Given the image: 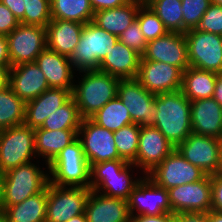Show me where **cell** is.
Listing matches in <instances>:
<instances>
[{
  "label": "cell",
  "instance_id": "6da1fadb",
  "mask_svg": "<svg viewBox=\"0 0 222 222\" xmlns=\"http://www.w3.org/2000/svg\"><path fill=\"white\" fill-rule=\"evenodd\" d=\"M154 103L157 116L153 126L176 148L192 133L191 102L180 90L155 95Z\"/></svg>",
  "mask_w": 222,
  "mask_h": 222
},
{
  "label": "cell",
  "instance_id": "7a4b0ae2",
  "mask_svg": "<svg viewBox=\"0 0 222 222\" xmlns=\"http://www.w3.org/2000/svg\"><path fill=\"white\" fill-rule=\"evenodd\" d=\"M78 85H73L71 96L80 117L90 118L106 103L117 97L120 79L99 70H84Z\"/></svg>",
  "mask_w": 222,
  "mask_h": 222
},
{
  "label": "cell",
  "instance_id": "3957f363",
  "mask_svg": "<svg viewBox=\"0 0 222 222\" xmlns=\"http://www.w3.org/2000/svg\"><path fill=\"white\" fill-rule=\"evenodd\" d=\"M131 166L135 167L124 159L92 164L89 188L108 197L128 200L131 192L142 179V177L134 181L131 179L132 175H129L128 171Z\"/></svg>",
  "mask_w": 222,
  "mask_h": 222
},
{
  "label": "cell",
  "instance_id": "277c9868",
  "mask_svg": "<svg viewBox=\"0 0 222 222\" xmlns=\"http://www.w3.org/2000/svg\"><path fill=\"white\" fill-rule=\"evenodd\" d=\"M48 170L53 176L49 177V183L55 186L89 188L90 165L79 137L61 150L48 165Z\"/></svg>",
  "mask_w": 222,
  "mask_h": 222
},
{
  "label": "cell",
  "instance_id": "5b68a950",
  "mask_svg": "<svg viewBox=\"0 0 222 222\" xmlns=\"http://www.w3.org/2000/svg\"><path fill=\"white\" fill-rule=\"evenodd\" d=\"M118 36L99 28L93 22L84 24L78 45L69 57L77 71L98 70L106 54L118 41Z\"/></svg>",
  "mask_w": 222,
  "mask_h": 222
},
{
  "label": "cell",
  "instance_id": "8992f818",
  "mask_svg": "<svg viewBox=\"0 0 222 222\" xmlns=\"http://www.w3.org/2000/svg\"><path fill=\"white\" fill-rule=\"evenodd\" d=\"M4 174L2 206L19 204L43 191L50 177L32 162L21 164Z\"/></svg>",
  "mask_w": 222,
  "mask_h": 222
},
{
  "label": "cell",
  "instance_id": "52a82bcc",
  "mask_svg": "<svg viewBox=\"0 0 222 222\" xmlns=\"http://www.w3.org/2000/svg\"><path fill=\"white\" fill-rule=\"evenodd\" d=\"M35 153L34 128L21 124L0 130V172L31 162Z\"/></svg>",
  "mask_w": 222,
  "mask_h": 222
},
{
  "label": "cell",
  "instance_id": "ba28073f",
  "mask_svg": "<svg viewBox=\"0 0 222 222\" xmlns=\"http://www.w3.org/2000/svg\"><path fill=\"white\" fill-rule=\"evenodd\" d=\"M91 189L85 187L47 185L46 222H67L85 213Z\"/></svg>",
  "mask_w": 222,
  "mask_h": 222
},
{
  "label": "cell",
  "instance_id": "9c48e42d",
  "mask_svg": "<svg viewBox=\"0 0 222 222\" xmlns=\"http://www.w3.org/2000/svg\"><path fill=\"white\" fill-rule=\"evenodd\" d=\"M185 38L191 67L222 73V36L191 29Z\"/></svg>",
  "mask_w": 222,
  "mask_h": 222
},
{
  "label": "cell",
  "instance_id": "30bf717a",
  "mask_svg": "<svg viewBox=\"0 0 222 222\" xmlns=\"http://www.w3.org/2000/svg\"><path fill=\"white\" fill-rule=\"evenodd\" d=\"M207 174L187 161L175 148L147 176L158 186L166 190L197 182Z\"/></svg>",
  "mask_w": 222,
  "mask_h": 222
},
{
  "label": "cell",
  "instance_id": "8fae6325",
  "mask_svg": "<svg viewBox=\"0 0 222 222\" xmlns=\"http://www.w3.org/2000/svg\"><path fill=\"white\" fill-rule=\"evenodd\" d=\"M117 96L127 107L132 122L142 126H153L157 116L155 95L147 91L135 78L120 79Z\"/></svg>",
  "mask_w": 222,
  "mask_h": 222
},
{
  "label": "cell",
  "instance_id": "7c38bea8",
  "mask_svg": "<svg viewBox=\"0 0 222 222\" xmlns=\"http://www.w3.org/2000/svg\"><path fill=\"white\" fill-rule=\"evenodd\" d=\"M7 38L11 67L35 62L37 56L47 47L46 27L43 26L20 23Z\"/></svg>",
  "mask_w": 222,
  "mask_h": 222
},
{
  "label": "cell",
  "instance_id": "4fadbf2b",
  "mask_svg": "<svg viewBox=\"0 0 222 222\" xmlns=\"http://www.w3.org/2000/svg\"><path fill=\"white\" fill-rule=\"evenodd\" d=\"M78 137L90 166L99 162L122 159L115 145L113 131L97 125L90 118L81 120Z\"/></svg>",
  "mask_w": 222,
  "mask_h": 222
},
{
  "label": "cell",
  "instance_id": "5bb4252c",
  "mask_svg": "<svg viewBox=\"0 0 222 222\" xmlns=\"http://www.w3.org/2000/svg\"><path fill=\"white\" fill-rule=\"evenodd\" d=\"M221 147V139L191 133L176 149L191 164L213 175L220 167Z\"/></svg>",
  "mask_w": 222,
  "mask_h": 222
},
{
  "label": "cell",
  "instance_id": "9a60e30c",
  "mask_svg": "<svg viewBox=\"0 0 222 222\" xmlns=\"http://www.w3.org/2000/svg\"><path fill=\"white\" fill-rule=\"evenodd\" d=\"M171 213H208L212 207L211 175L168 189Z\"/></svg>",
  "mask_w": 222,
  "mask_h": 222
},
{
  "label": "cell",
  "instance_id": "2e32d148",
  "mask_svg": "<svg viewBox=\"0 0 222 222\" xmlns=\"http://www.w3.org/2000/svg\"><path fill=\"white\" fill-rule=\"evenodd\" d=\"M183 71L179 67L159 61L140 59L136 80L154 95L180 91Z\"/></svg>",
  "mask_w": 222,
  "mask_h": 222
},
{
  "label": "cell",
  "instance_id": "e0dca14e",
  "mask_svg": "<svg viewBox=\"0 0 222 222\" xmlns=\"http://www.w3.org/2000/svg\"><path fill=\"white\" fill-rule=\"evenodd\" d=\"M127 202L130 216L171 212L168 190L156 185L147 175L133 189ZM135 210L138 214H134Z\"/></svg>",
  "mask_w": 222,
  "mask_h": 222
},
{
  "label": "cell",
  "instance_id": "ac0fdd59",
  "mask_svg": "<svg viewBox=\"0 0 222 222\" xmlns=\"http://www.w3.org/2000/svg\"><path fill=\"white\" fill-rule=\"evenodd\" d=\"M145 60L159 61L179 67L183 72L190 67L185 33L168 32L147 42L142 55Z\"/></svg>",
  "mask_w": 222,
  "mask_h": 222
},
{
  "label": "cell",
  "instance_id": "d6986e66",
  "mask_svg": "<svg viewBox=\"0 0 222 222\" xmlns=\"http://www.w3.org/2000/svg\"><path fill=\"white\" fill-rule=\"evenodd\" d=\"M173 146L166 137L154 126H142L138 143V152L133 165L143 168L147 175L173 150Z\"/></svg>",
  "mask_w": 222,
  "mask_h": 222
},
{
  "label": "cell",
  "instance_id": "ffe728a7",
  "mask_svg": "<svg viewBox=\"0 0 222 222\" xmlns=\"http://www.w3.org/2000/svg\"><path fill=\"white\" fill-rule=\"evenodd\" d=\"M9 86L24 103L32 101L50 88L36 62L21 63L11 67Z\"/></svg>",
  "mask_w": 222,
  "mask_h": 222
},
{
  "label": "cell",
  "instance_id": "44dd1931",
  "mask_svg": "<svg viewBox=\"0 0 222 222\" xmlns=\"http://www.w3.org/2000/svg\"><path fill=\"white\" fill-rule=\"evenodd\" d=\"M190 102L192 133L222 140V106L213 97Z\"/></svg>",
  "mask_w": 222,
  "mask_h": 222
},
{
  "label": "cell",
  "instance_id": "7402d4cb",
  "mask_svg": "<svg viewBox=\"0 0 222 222\" xmlns=\"http://www.w3.org/2000/svg\"><path fill=\"white\" fill-rule=\"evenodd\" d=\"M85 214L88 222H130L131 219L127 200L92 190L86 202Z\"/></svg>",
  "mask_w": 222,
  "mask_h": 222
},
{
  "label": "cell",
  "instance_id": "603a6c76",
  "mask_svg": "<svg viewBox=\"0 0 222 222\" xmlns=\"http://www.w3.org/2000/svg\"><path fill=\"white\" fill-rule=\"evenodd\" d=\"M35 62L44 73L50 88L68 89L72 93L74 69L69 57L46 47Z\"/></svg>",
  "mask_w": 222,
  "mask_h": 222
},
{
  "label": "cell",
  "instance_id": "cb8c5ba5",
  "mask_svg": "<svg viewBox=\"0 0 222 222\" xmlns=\"http://www.w3.org/2000/svg\"><path fill=\"white\" fill-rule=\"evenodd\" d=\"M71 92L63 88H49L32 101L25 103L24 124L41 127L45 119L71 98Z\"/></svg>",
  "mask_w": 222,
  "mask_h": 222
},
{
  "label": "cell",
  "instance_id": "d4e9b609",
  "mask_svg": "<svg viewBox=\"0 0 222 222\" xmlns=\"http://www.w3.org/2000/svg\"><path fill=\"white\" fill-rule=\"evenodd\" d=\"M140 59L139 53L118 40L106 54L98 70L119 79H134L138 73Z\"/></svg>",
  "mask_w": 222,
  "mask_h": 222
},
{
  "label": "cell",
  "instance_id": "484cf974",
  "mask_svg": "<svg viewBox=\"0 0 222 222\" xmlns=\"http://www.w3.org/2000/svg\"><path fill=\"white\" fill-rule=\"evenodd\" d=\"M84 24L74 21L52 19L46 26L47 48L70 57L78 45Z\"/></svg>",
  "mask_w": 222,
  "mask_h": 222
},
{
  "label": "cell",
  "instance_id": "4316f807",
  "mask_svg": "<svg viewBox=\"0 0 222 222\" xmlns=\"http://www.w3.org/2000/svg\"><path fill=\"white\" fill-rule=\"evenodd\" d=\"M144 3V0H131L117 8L99 10L94 13L92 22L99 28L119 37L136 20L139 8Z\"/></svg>",
  "mask_w": 222,
  "mask_h": 222
},
{
  "label": "cell",
  "instance_id": "83f0119b",
  "mask_svg": "<svg viewBox=\"0 0 222 222\" xmlns=\"http://www.w3.org/2000/svg\"><path fill=\"white\" fill-rule=\"evenodd\" d=\"M35 151L38 156L46 158L49 165L67 145L78 137V130H45L34 129Z\"/></svg>",
  "mask_w": 222,
  "mask_h": 222
},
{
  "label": "cell",
  "instance_id": "f1b7e54d",
  "mask_svg": "<svg viewBox=\"0 0 222 222\" xmlns=\"http://www.w3.org/2000/svg\"><path fill=\"white\" fill-rule=\"evenodd\" d=\"M47 187L23 202L2 206L8 222H46Z\"/></svg>",
  "mask_w": 222,
  "mask_h": 222
},
{
  "label": "cell",
  "instance_id": "f546056e",
  "mask_svg": "<svg viewBox=\"0 0 222 222\" xmlns=\"http://www.w3.org/2000/svg\"><path fill=\"white\" fill-rule=\"evenodd\" d=\"M216 79L217 73L190 66L183 72L181 91L190 101L211 98Z\"/></svg>",
  "mask_w": 222,
  "mask_h": 222
},
{
  "label": "cell",
  "instance_id": "4dcf8cb0",
  "mask_svg": "<svg viewBox=\"0 0 222 222\" xmlns=\"http://www.w3.org/2000/svg\"><path fill=\"white\" fill-rule=\"evenodd\" d=\"M52 19L87 24L93 21L94 10L90 0H50Z\"/></svg>",
  "mask_w": 222,
  "mask_h": 222
},
{
  "label": "cell",
  "instance_id": "1f68e13d",
  "mask_svg": "<svg viewBox=\"0 0 222 222\" xmlns=\"http://www.w3.org/2000/svg\"><path fill=\"white\" fill-rule=\"evenodd\" d=\"M90 119L97 125L113 132L125 125L133 124L127 107L118 96L106 103Z\"/></svg>",
  "mask_w": 222,
  "mask_h": 222
},
{
  "label": "cell",
  "instance_id": "d6a6232c",
  "mask_svg": "<svg viewBox=\"0 0 222 222\" xmlns=\"http://www.w3.org/2000/svg\"><path fill=\"white\" fill-rule=\"evenodd\" d=\"M25 103L10 86L0 90V130L24 124Z\"/></svg>",
  "mask_w": 222,
  "mask_h": 222
},
{
  "label": "cell",
  "instance_id": "836d02e7",
  "mask_svg": "<svg viewBox=\"0 0 222 222\" xmlns=\"http://www.w3.org/2000/svg\"><path fill=\"white\" fill-rule=\"evenodd\" d=\"M81 120L77 104L71 97L61 107L51 113L40 128L45 130H78Z\"/></svg>",
  "mask_w": 222,
  "mask_h": 222
},
{
  "label": "cell",
  "instance_id": "e575fe53",
  "mask_svg": "<svg viewBox=\"0 0 222 222\" xmlns=\"http://www.w3.org/2000/svg\"><path fill=\"white\" fill-rule=\"evenodd\" d=\"M169 32L183 33L182 0H144Z\"/></svg>",
  "mask_w": 222,
  "mask_h": 222
},
{
  "label": "cell",
  "instance_id": "d590c367",
  "mask_svg": "<svg viewBox=\"0 0 222 222\" xmlns=\"http://www.w3.org/2000/svg\"><path fill=\"white\" fill-rule=\"evenodd\" d=\"M140 128L138 124L133 123L113 132L118 154L127 162L132 163L136 159Z\"/></svg>",
  "mask_w": 222,
  "mask_h": 222
},
{
  "label": "cell",
  "instance_id": "8d00e7d4",
  "mask_svg": "<svg viewBox=\"0 0 222 222\" xmlns=\"http://www.w3.org/2000/svg\"><path fill=\"white\" fill-rule=\"evenodd\" d=\"M136 20L139 22L143 36L147 42L164 36L169 32L161 19L145 3L139 8Z\"/></svg>",
  "mask_w": 222,
  "mask_h": 222
},
{
  "label": "cell",
  "instance_id": "74e56055",
  "mask_svg": "<svg viewBox=\"0 0 222 222\" xmlns=\"http://www.w3.org/2000/svg\"><path fill=\"white\" fill-rule=\"evenodd\" d=\"M24 6L21 24L46 27L52 20L50 0H24Z\"/></svg>",
  "mask_w": 222,
  "mask_h": 222
},
{
  "label": "cell",
  "instance_id": "f35d334b",
  "mask_svg": "<svg viewBox=\"0 0 222 222\" xmlns=\"http://www.w3.org/2000/svg\"><path fill=\"white\" fill-rule=\"evenodd\" d=\"M210 4V0H182L183 33L196 29Z\"/></svg>",
  "mask_w": 222,
  "mask_h": 222
},
{
  "label": "cell",
  "instance_id": "ab89813d",
  "mask_svg": "<svg viewBox=\"0 0 222 222\" xmlns=\"http://www.w3.org/2000/svg\"><path fill=\"white\" fill-rule=\"evenodd\" d=\"M196 29L222 36V6L211 3Z\"/></svg>",
  "mask_w": 222,
  "mask_h": 222
},
{
  "label": "cell",
  "instance_id": "60d3db41",
  "mask_svg": "<svg viewBox=\"0 0 222 222\" xmlns=\"http://www.w3.org/2000/svg\"><path fill=\"white\" fill-rule=\"evenodd\" d=\"M118 39L141 56L146 51L147 41L143 36L140 24L137 20L129 25L127 29L119 35Z\"/></svg>",
  "mask_w": 222,
  "mask_h": 222
},
{
  "label": "cell",
  "instance_id": "b9f144b4",
  "mask_svg": "<svg viewBox=\"0 0 222 222\" xmlns=\"http://www.w3.org/2000/svg\"><path fill=\"white\" fill-rule=\"evenodd\" d=\"M19 24L11 10L0 2V35H9Z\"/></svg>",
  "mask_w": 222,
  "mask_h": 222
},
{
  "label": "cell",
  "instance_id": "7bdbcfd3",
  "mask_svg": "<svg viewBox=\"0 0 222 222\" xmlns=\"http://www.w3.org/2000/svg\"><path fill=\"white\" fill-rule=\"evenodd\" d=\"M212 210L222 212V175H211Z\"/></svg>",
  "mask_w": 222,
  "mask_h": 222
},
{
  "label": "cell",
  "instance_id": "ee69618b",
  "mask_svg": "<svg viewBox=\"0 0 222 222\" xmlns=\"http://www.w3.org/2000/svg\"><path fill=\"white\" fill-rule=\"evenodd\" d=\"M130 217V222H175V214L171 212L160 215H134Z\"/></svg>",
  "mask_w": 222,
  "mask_h": 222
},
{
  "label": "cell",
  "instance_id": "f6af8a7d",
  "mask_svg": "<svg viewBox=\"0 0 222 222\" xmlns=\"http://www.w3.org/2000/svg\"><path fill=\"white\" fill-rule=\"evenodd\" d=\"M130 1L131 0H90V4L94 12H97L99 10H106V9L120 7L127 4Z\"/></svg>",
  "mask_w": 222,
  "mask_h": 222
},
{
  "label": "cell",
  "instance_id": "bcb514c9",
  "mask_svg": "<svg viewBox=\"0 0 222 222\" xmlns=\"http://www.w3.org/2000/svg\"><path fill=\"white\" fill-rule=\"evenodd\" d=\"M0 2L7 6L19 21L24 17V0H0Z\"/></svg>",
  "mask_w": 222,
  "mask_h": 222
},
{
  "label": "cell",
  "instance_id": "7dc6e473",
  "mask_svg": "<svg viewBox=\"0 0 222 222\" xmlns=\"http://www.w3.org/2000/svg\"><path fill=\"white\" fill-rule=\"evenodd\" d=\"M175 222H208L207 213H178Z\"/></svg>",
  "mask_w": 222,
  "mask_h": 222
},
{
  "label": "cell",
  "instance_id": "c3c4849f",
  "mask_svg": "<svg viewBox=\"0 0 222 222\" xmlns=\"http://www.w3.org/2000/svg\"><path fill=\"white\" fill-rule=\"evenodd\" d=\"M0 66H11L7 35H0Z\"/></svg>",
  "mask_w": 222,
  "mask_h": 222
},
{
  "label": "cell",
  "instance_id": "681fc988",
  "mask_svg": "<svg viewBox=\"0 0 222 222\" xmlns=\"http://www.w3.org/2000/svg\"><path fill=\"white\" fill-rule=\"evenodd\" d=\"M11 66H0V90L9 86V73Z\"/></svg>",
  "mask_w": 222,
  "mask_h": 222
},
{
  "label": "cell",
  "instance_id": "f907efd6",
  "mask_svg": "<svg viewBox=\"0 0 222 222\" xmlns=\"http://www.w3.org/2000/svg\"><path fill=\"white\" fill-rule=\"evenodd\" d=\"M213 98L222 106V73H217Z\"/></svg>",
  "mask_w": 222,
  "mask_h": 222
},
{
  "label": "cell",
  "instance_id": "816d5d0a",
  "mask_svg": "<svg viewBox=\"0 0 222 222\" xmlns=\"http://www.w3.org/2000/svg\"><path fill=\"white\" fill-rule=\"evenodd\" d=\"M208 222H222V212H218L215 210H210L207 213Z\"/></svg>",
  "mask_w": 222,
  "mask_h": 222
},
{
  "label": "cell",
  "instance_id": "f5cc1de1",
  "mask_svg": "<svg viewBox=\"0 0 222 222\" xmlns=\"http://www.w3.org/2000/svg\"><path fill=\"white\" fill-rule=\"evenodd\" d=\"M4 178L5 174L3 172H0V210L2 209Z\"/></svg>",
  "mask_w": 222,
  "mask_h": 222
},
{
  "label": "cell",
  "instance_id": "db71d44e",
  "mask_svg": "<svg viewBox=\"0 0 222 222\" xmlns=\"http://www.w3.org/2000/svg\"><path fill=\"white\" fill-rule=\"evenodd\" d=\"M67 222H88V220L86 214L84 213L70 218Z\"/></svg>",
  "mask_w": 222,
  "mask_h": 222
},
{
  "label": "cell",
  "instance_id": "11a10c76",
  "mask_svg": "<svg viewBox=\"0 0 222 222\" xmlns=\"http://www.w3.org/2000/svg\"><path fill=\"white\" fill-rule=\"evenodd\" d=\"M0 222H8V219L3 209L0 210Z\"/></svg>",
  "mask_w": 222,
  "mask_h": 222
},
{
  "label": "cell",
  "instance_id": "9f6ffc18",
  "mask_svg": "<svg viewBox=\"0 0 222 222\" xmlns=\"http://www.w3.org/2000/svg\"><path fill=\"white\" fill-rule=\"evenodd\" d=\"M218 173L222 175V147H221L220 167Z\"/></svg>",
  "mask_w": 222,
  "mask_h": 222
},
{
  "label": "cell",
  "instance_id": "6f0895ef",
  "mask_svg": "<svg viewBox=\"0 0 222 222\" xmlns=\"http://www.w3.org/2000/svg\"><path fill=\"white\" fill-rule=\"evenodd\" d=\"M212 4L222 6V0H210Z\"/></svg>",
  "mask_w": 222,
  "mask_h": 222
}]
</instances>
